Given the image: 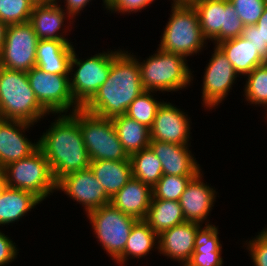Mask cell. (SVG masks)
I'll return each mask as SVG.
<instances>
[{
	"label": "cell",
	"mask_w": 267,
	"mask_h": 266,
	"mask_svg": "<svg viewBox=\"0 0 267 266\" xmlns=\"http://www.w3.org/2000/svg\"><path fill=\"white\" fill-rule=\"evenodd\" d=\"M33 7L31 0H0V21L7 25L28 22Z\"/></svg>",
	"instance_id": "cell-34"
},
{
	"label": "cell",
	"mask_w": 267,
	"mask_h": 266,
	"mask_svg": "<svg viewBox=\"0 0 267 266\" xmlns=\"http://www.w3.org/2000/svg\"><path fill=\"white\" fill-rule=\"evenodd\" d=\"M242 37L251 41L258 54L267 61V4L257 23L244 27Z\"/></svg>",
	"instance_id": "cell-35"
},
{
	"label": "cell",
	"mask_w": 267,
	"mask_h": 266,
	"mask_svg": "<svg viewBox=\"0 0 267 266\" xmlns=\"http://www.w3.org/2000/svg\"><path fill=\"white\" fill-rule=\"evenodd\" d=\"M152 198V188L131 178L127 184L111 198V204L124 214L138 220H145Z\"/></svg>",
	"instance_id": "cell-20"
},
{
	"label": "cell",
	"mask_w": 267,
	"mask_h": 266,
	"mask_svg": "<svg viewBox=\"0 0 267 266\" xmlns=\"http://www.w3.org/2000/svg\"><path fill=\"white\" fill-rule=\"evenodd\" d=\"M153 248L158 250V234L145 220H138L131 229L123 253L115 262L122 266L126 263L128 257L140 259L149 254Z\"/></svg>",
	"instance_id": "cell-27"
},
{
	"label": "cell",
	"mask_w": 267,
	"mask_h": 266,
	"mask_svg": "<svg viewBox=\"0 0 267 266\" xmlns=\"http://www.w3.org/2000/svg\"><path fill=\"white\" fill-rule=\"evenodd\" d=\"M46 114L49 115L36 99L27 72L0 66V118L34 125Z\"/></svg>",
	"instance_id": "cell-3"
},
{
	"label": "cell",
	"mask_w": 267,
	"mask_h": 266,
	"mask_svg": "<svg viewBox=\"0 0 267 266\" xmlns=\"http://www.w3.org/2000/svg\"><path fill=\"white\" fill-rule=\"evenodd\" d=\"M199 16V24L204 37L222 41L242 36L244 24L229 0H205L192 4Z\"/></svg>",
	"instance_id": "cell-10"
},
{
	"label": "cell",
	"mask_w": 267,
	"mask_h": 266,
	"mask_svg": "<svg viewBox=\"0 0 267 266\" xmlns=\"http://www.w3.org/2000/svg\"><path fill=\"white\" fill-rule=\"evenodd\" d=\"M247 244L254 266H267V228L261 230Z\"/></svg>",
	"instance_id": "cell-37"
},
{
	"label": "cell",
	"mask_w": 267,
	"mask_h": 266,
	"mask_svg": "<svg viewBox=\"0 0 267 266\" xmlns=\"http://www.w3.org/2000/svg\"><path fill=\"white\" fill-rule=\"evenodd\" d=\"M3 189H4V187H0V196H1V193H2Z\"/></svg>",
	"instance_id": "cell-46"
},
{
	"label": "cell",
	"mask_w": 267,
	"mask_h": 266,
	"mask_svg": "<svg viewBox=\"0 0 267 266\" xmlns=\"http://www.w3.org/2000/svg\"><path fill=\"white\" fill-rule=\"evenodd\" d=\"M117 136L130 156L142 149L148 148L150 144V129L127 115L112 119Z\"/></svg>",
	"instance_id": "cell-28"
},
{
	"label": "cell",
	"mask_w": 267,
	"mask_h": 266,
	"mask_svg": "<svg viewBox=\"0 0 267 266\" xmlns=\"http://www.w3.org/2000/svg\"><path fill=\"white\" fill-rule=\"evenodd\" d=\"M202 225L184 222L163 231L158 235V251L185 266L194 252V241L198 229Z\"/></svg>",
	"instance_id": "cell-19"
},
{
	"label": "cell",
	"mask_w": 267,
	"mask_h": 266,
	"mask_svg": "<svg viewBox=\"0 0 267 266\" xmlns=\"http://www.w3.org/2000/svg\"><path fill=\"white\" fill-rule=\"evenodd\" d=\"M145 221L159 235L173 226L184 223L185 218L179 201L151 198Z\"/></svg>",
	"instance_id": "cell-29"
},
{
	"label": "cell",
	"mask_w": 267,
	"mask_h": 266,
	"mask_svg": "<svg viewBox=\"0 0 267 266\" xmlns=\"http://www.w3.org/2000/svg\"><path fill=\"white\" fill-rule=\"evenodd\" d=\"M72 114L79 121L82 139L91 161L130 160L117 136L112 119L99 117L83 108L73 111Z\"/></svg>",
	"instance_id": "cell-6"
},
{
	"label": "cell",
	"mask_w": 267,
	"mask_h": 266,
	"mask_svg": "<svg viewBox=\"0 0 267 266\" xmlns=\"http://www.w3.org/2000/svg\"><path fill=\"white\" fill-rule=\"evenodd\" d=\"M65 12L68 13L67 18L74 19L76 14L80 13L86 5H88L91 0H65ZM103 4L105 5V0H103Z\"/></svg>",
	"instance_id": "cell-40"
},
{
	"label": "cell",
	"mask_w": 267,
	"mask_h": 266,
	"mask_svg": "<svg viewBox=\"0 0 267 266\" xmlns=\"http://www.w3.org/2000/svg\"><path fill=\"white\" fill-rule=\"evenodd\" d=\"M246 76L248 77L244 87L246 101L255 105L260 104L267 110V65L264 63L255 67Z\"/></svg>",
	"instance_id": "cell-32"
},
{
	"label": "cell",
	"mask_w": 267,
	"mask_h": 266,
	"mask_svg": "<svg viewBox=\"0 0 267 266\" xmlns=\"http://www.w3.org/2000/svg\"><path fill=\"white\" fill-rule=\"evenodd\" d=\"M120 51L118 49L115 52L98 53L86 58V60H81L77 58L79 56L75 53V48L73 49L70 60V91L73 99L81 108L107 80L111 70V63ZM74 67L77 69L75 70ZM73 71L74 74L72 73Z\"/></svg>",
	"instance_id": "cell-8"
},
{
	"label": "cell",
	"mask_w": 267,
	"mask_h": 266,
	"mask_svg": "<svg viewBox=\"0 0 267 266\" xmlns=\"http://www.w3.org/2000/svg\"><path fill=\"white\" fill-rule=\"evenodd\" d=\"M151 91L142 92L128 107L125 115L145 125L149 129L153 125L156 113L163 102L155 100Z\"/></svg>",
	"instance_id": "cell-31"
},
{
	"label": "cell",
	"mask_w": 267,
	"mask_h": 266,
	"mask_svg": "<svg viewBox=\"0 0 267 266\" xmlns=\"http://www.w3.org/2000/svg\"><path fill=\"white\" fill-rule=\"evenodd\" d=\"M27 77L36 99L49 114H67L74 107L71 114L81 108L71 94L69 75L50 74L33 67Z\"/></svg>",
	"instance_id": "cell-11"
},
{
	"label": "cell",
	"mask_w": 267,
	"mask_h": 266,
	"mask_svg": "<svg viewBox=\"0 0 267 266\" xmlns=\"http://www.w3.org/2000/svg\"><path fill=\"white\" fill-rule=\"evenodd\" d=\"M201 171L190 180L179 199V204L185 218V222L198 223L200 225L208 218L214 206L216 191L202 181Z\"/></svg>",
	"instance_id": "cell-18"
},
{
	"label": "cell",
	"mask_w": 267,
	"mask_h": 266,
	"mask_svg": "<svg viewBox=\"0 0 267 266\" xmlns=\"http://www.w3.org/2000/svg\"><path fill=\"white\" fill-rule=\"evenodd\" d=\"M218 227L206 221L195 236L194 252L185 266H222V245L218 238Z\"/></svg>",
	"instance_id": "cell-23"
},
{
	"label": "cell",
	"mask_w": 267,
	"mask_h": 266,
	"mask_svg": "<svg viewBox=\"0 0 267 266\" xmlns=\"http://www.w3.org/2000/svg\"><path fill=\"white\" fill-rule=\"evenodd\" d=\"M129 159L132 177L149 185L151 188L162 177V163L149 147L133 153Z\"/></svg>",
	"instance_id": "cell-30"
},
{
	"label": "cell",
	"mask_w": 267,
	"mask_h": 266,
	"mask_svg": "<svg viewBox=\"0 0 267 266\" xmlns=\"http://www.w3.org/2000/svg\"><path fill=\"white\" fill-rule=\"evenodd\" d=\"M187 116L180 108L163 101L150 128V140L189 145L191 127Z\"/></svg>",
	"instance_id": "cell-15"
},
{
	"label": "cell",
	"mask_w": 267,
	"mask_h": 266,
	"mask_svg": "<svg viewBox=\"0 0 267 266\" xmlns=\"http://www.w3.org/2000/svg\"><path fill=\"white\" fill-rule=\"evenodd\" d=\"M41 202L32 192L5 186L0 196V226L19 221Z\"/></svg>",
	"instance_id": "cell-25"
},
{
	"label": "cell",
	"mask_w": 267,
	"mask_h": 266,
	"mask_svg": "<svg viewBox=\"0 0 267 266\" xmlns=\"http://www.w3.org/2000/svg\"><path fill=\"white\" fill-rule=\"evenodd\" d=\"M32 124L0 118V165L8 164L30 156L38 148L23 134ZM23 130V131H22ZM23 132V133H22Z\"/></svg>",
	"instance_id": "cell-16"
},
{
	"label": "cell",
	"mask_w": 267,
	"mask_h": 266,
	"mask_svg": "<svg viewBox=\"0 0 267 266\" xmlns=\"http://www.w3.org/2000/svg\"><path fill=\"white\" fill-rule=\"evenodd\" d=\"M154 0H105V9L112 13H136L149 6Z\"/></svg>",
	"instance_id": "cell-38"
},
{
	"label": "cell",
	"mask_w": 267,
	"mask_h": 266,
	"mask_svg": "<svg viewBox=\"0 0 267 266\" xmlns=\"http://www.w3.org/2000/svg\"><path fill=\"white\" fill-rule=\"evenodd\" d=\"M172 5H192L195 3V0H173Z\"/></svg>",
	"instance_id": "cell-42"
},
{
	"label": "cell",
	"mask_w": 267,
	"mask_h": 266,
	"mask_svg": "<svg viewBox=\"0 0 267 266\" xmlns=\"http://www.w3.org/2000/svg\"><path fill=\"white\" fill-rule=\"evenodd\" d=\"M64 11L57 2L34 5L29 22L40 40H68L62 35L64 32L66 33L65 29H62L63 32H59L68 15Z\"/></svg>",
	"instance_id": "cell-22"
},
{
	"label": "cell",
	"mask_w": 267,
	"mask_h": 266,
	"mask_svg": "<svg viewBox=\"0 0 267 266\" xmlns=\"http://www.w3.org/2000/svg\"><path fill=\"white\" fill-rule=\"evenodd\" d=\"M171 12L159 48L185 58L200 53L207 39L200 28L197 11L192 5H172Z\"/></svg>",
	"instance_id": "cell-5"
},
{
	"label": "cell",
	"mask_w": 267,
	"mask_h": 266,
	"mask_svg": "<svg viewBox=\"0 0 267 266\" xmlns=\"http://www.w3.org/2000/svg\"><path fill=\"white\" fill-rule=\"evenodd\" d=\"M7 26L8 25L6 23L0 21V53L4 45Z\"/></svg>",
	"instance_id": "cell-41"
},
{
	"label": "cell",
	"mask_w": 267,
	"mask_h": 266,
	"mask_svg": "<svg viewBox=\"0 0 267 266\" xmlns=\"http://www.w3.org/2000/svg\"><path fill=\"white\" fill-rule=\"evenodd\" d=\"M39 40L29 21L8 25L0 53V66L10 70L30 71L36 67Z\"/></svg>",
	"instance_id": "cell-12"
},
{
	"label": "cell",
	"mask_w": 267,
	"mask_h": 266,
	"mask_svg": "<svg viewBox=\"0 0 267 266\" xmlns=\"http://www.w3.org/2000/svg\"><path fill=\"white\" fill-rule=\"evenodd\" d=\"M137 59L144 90L173 92L183 89L192 82L193 76L183 55L164 51L149 56L144 62Z\"/></svg>",
	"instance_id": "cell-4"
},
{
	"label": "cell",
	"mask_w": 267,
	"mask_h": 266,
	"mask_svg": "<svg viewBox=\"0 0 267 266\" xmlns=\"http://www.w3.org/2000/svg\"><path fill=\"white\" fill-rule=\"evenodd\" d=\"M240 76L248 75L253 69L266 61L258 54L251 41L242 36L217 44Z\"/></svg>",
	"instance_id": "cell-24"
},
{
	"label": "cell",
	"mask_w": 267,
	"mask_h": 266,
	"mask_svg": "<svg viewBox=\"0 0 267 266\" xmlns=\"http://www.w3.org/2000/svg\"><path fill=\"white\" fill-rule=\"evenodd\" d=\"M5 167L0 165V187H5Z\"/></svg>",
	"instance_id": "cell-43"
},
{
	"label": "cell",
	"mask_w": 267,
	"mask_h": 266,
	"mask_svg": "<svg viewBox=\"0 0 267 266\" xmlns=\"http://www.w3.org/2000/svg\"><path fill=\"white\" fill-rule=\"evenodd\" d=\"M233 5L234 10L239 15V18L243 22L244 26H250L257 23L264 8L267 4V0H229Z\"/></svg>",
	"instance_id": "cell-36"
},
{
	"label": "cell",
	"mask_w": 267,
	"mask_h": 266,
	"mask_svg": "<svg viewBox=\"0 0 267 266\" xmlns=\"http://www.w3.org/2000/svg\"><path fill=\"white\" fill-rule=\"evenodd\" d=\"M194 177H182L163 174L152 187V198L179 201L186 186Z\"/></svg>",
	"instance_id": "cell-33"
},
{
	"label": "cell",
	"mask_w": 267,
	"mask_h": 266,
	"mask_svg": "<svg viewBox=\"0 0 267 266\" xmlns=\"http://www.w3.org/2000/svg\"><path fill=\"white\" fill-rule=\"evenodd\" d=\"M15 242L0 231V266H4L16 259L18 255Z\"/></svg>",
	"instance_id": "cell-39"
},
{
	"label": "cell",
	"mask_w": 267,
	"mask_h": 266,
	"mask_svg": "<svg viewBox=\"0 0 267 266\" xmlns=\"http://www.w3.org/2000/svg\"><path fill=\"white\" fill-rule=\"evenodd\" d=\"M5 185L32 192L42 201L57 191L50 164L39 148L30 156L5 167Z\"/></svg>",
	"instance_id": "cell-7"
},
{
	"label": "cell",
	"mask_w": 267,
	"mask_h": 266,
	"mask_svg": "<svg viewBox=\"0 0 267 266\" xmlns=\"http://www.w3.org/2000/svg\"><path fill=\"white\" fill-rule=\"evenodd\" d=\"M204 73L201 97L204 107L212 109L230 93L229 91L239 75L217 45H215Z\"/></svg>",
	"instance_id": "cell-13"
},
{
	"label": "cell",
	"mask_w": 267,
	"mask_h": 266,
	"mask_svg": "<svg viewBox=\"0 0 267 266\" xmlns=\"http://www.w3.org/2000/svg\"><path fill=\"white\" fill-rule=\"evenodd\" d=\"M72 45L68 40H39L36 67L50 74L70 75Z\"/></svg>",
	"instance_id": "cell-21"
},
{
	"label": "cell",
	"mask_w": 267,
	"mask_h": 266,
	"mask_svg": "<svg viewBox=\"0 0 267 266\" xmlns=\"http://www.w3.org/2000/svg\"><path fill=\"white\" fill-rule=\"evenodd\" d=\"M144 91L136 56L121 50L111 63L107 80L82 108L99 117L113 119L124 115Z\"/></svg>",
	"instance_id": "cell-1"
},
{
	"label": "cell",
	"mask_w": 267,
	"mask_h": 266,
	"mask_svg": "<svg viewBox=\"0 0 267 266\" xmlns=\"http://www.w3.org/2000/svg\"><path fill=\"white\" fill-rule=\"evenodd\" d=\"M60 115L38 140L39 149L48 160L56 181L69 173L89 168L91 163L79 121L70 113Z\"/></svg>",
	"instance_id": "cell-2"
},
{
	"label": "cell",
	"mask_w": 267,
	"mask_h": 266,
	"mask_svg": "<svg viewBox=\"0 0 267 266\" xmlns=\"http://www.w3.org/2000/svg\"><path fill=\"white\" fill-rule=\"evenodd\" d=\"M188 147L189 145L156 140H150L149 144V148L162 163L163 174L195 177L201 169Z\"/></svg>",
	"instance_id": "cell-17"
},
{
	"label": "cell",
	"mask_w": 267,
	"mask_h": 266,
	"mask_svg": "<svg viewBox=\"0 0 267 266\" xmlns=\"http://www.w3.org/2000/svg\"><path fill=\"white\" fill-rule=\"evenodd\" d=\"M89 167L100 182L101 186L104 187L106 194L110 198H112L117 192H119L132 178L130 160L91 161Z\"/></svg>",
	"instance_id": "cell-26"
},
{
	"label": "cell",
	"mask_w": 267,
	"mask_h": 266,
	"mask_svg": "<svg viewBox=\"0 0 267 266\" xmlns=\"http://www.w3.org/2000/svg\"><path fill=\"white\" fill-rule=\"evenodd\" d=\"M202 1H205V0H195V3H199V2H202Z\"/></svg>",
	"instance_id": "cell-45"
},
{
	"label": "cell",
	"mask_w": 267,
	"mask_h": 266,
	"mask_svg": "<svg viewBox=\"0 0 267 266\" xmlns=\"http://www.w3.org/2000/svg\"><path fill=\"white\" fill-rule=\"evenodd\" d=\"M57 190L64 191L70 198L82 204L86 213L111 202L90 167L60 178L57 181Z\"/></svg>",
	"instance_id": "cell-14"
},
{
	"label": "cell",
	"mask_w": 267,
	"mask_h": 266,
	"mask_svg": "<svg viewBox=\"0 0 267 266\" xmlns=\"http://www.w3.org/2000/svg\"><path fill=\"white\" fill-rule=\"evenodd\" d=\"M34 5H42V4H53L56 3L57 0H31Z\"/></svg>",
	"instance_id": "cell-44"
},
{
	"label": "cell",
	"mask_w": 267,
	"mask_h": 266,
	"mask_svg": "<svg viewBox=\"0 0 267 266\" xmlns=\"http://www.w3.org/2000/svg\"><path fill=\"white\" fill-rule=\"evenodd\" d=\"M94 234L112 260L124 251L132 227L138 219L124 214L111 203L87 213Z\"/></svg>",
	"instance_id": "cell-9"
}]
</instances>
